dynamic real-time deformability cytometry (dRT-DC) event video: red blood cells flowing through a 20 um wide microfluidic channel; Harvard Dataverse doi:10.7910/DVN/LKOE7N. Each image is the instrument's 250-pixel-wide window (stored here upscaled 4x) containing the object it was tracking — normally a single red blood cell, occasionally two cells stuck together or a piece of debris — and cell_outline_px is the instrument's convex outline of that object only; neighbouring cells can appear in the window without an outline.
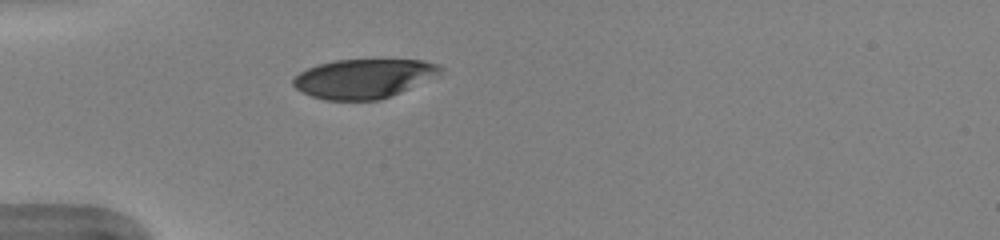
{"species": "human", "species_latin": "Homo sapiens", "temperature_condition": "warm", "stored_images_in_passage": 37, "camera_frame_rate_fps": 3000, "um_per_image_px": 0.085, "donor": {"sex": "female"}, "frame": {"image": 1, "passage_image": 2, "time_ms": 0.333, "image_size_px": [1000, 240], "cell_outline_px": [[444, 68], [440, 72], [400, 92], [376, 100], [328, 100], [312, 96], [296, 88], [292, 84], [292, 80], [300, 72], [308, 68], [320, 64], [336, 60], [424, 60], [436, 64]], "centroid_in_image_um": [30.86, 6.67], "position_along_channel_um": 54.1, "area_um2": 32.83}}
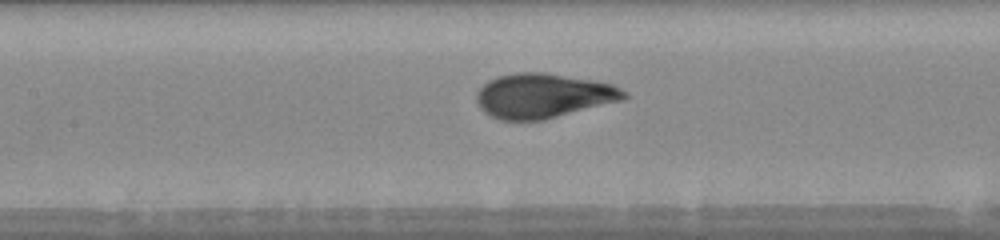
{"frame": {"image": 2, "passage_image": 11, "time_ms": 3.333, "image_size_px": [1000, 240], "cell_outline_px": [[628, 96], [624, 100], [544, 120], [500, 120], [484, 112], [480, 108], [476, 100], [476, 96], [480, 88], [488, 80], [500, 76], [516, 72], [544, 72], [596, 80], [612, 84], [620, 88]], "centroid_in_image_um": [46.19, 8.14], "position_along_channel_um": 161.2, "area_um2": 38.44}}
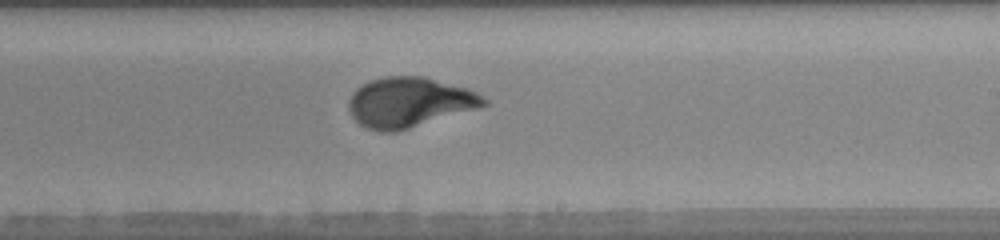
{"frame": {"image": 3, "passage_image": 18, "time_ms": 5.667, "image_size_px": [1000, 240], "cell_outline_px": [[488, 104], [476, 108], [396, 132], [380, 132], [368, 128], [360, 124], [352, 116], [348, 108], [348, 100], [352, 92], [356, 88], [372, 80], [384, 76], [420, 76], [468, 88], [476, 92], [488, 100]], "centroid_in_image_um": [34.76, 8.69], "position_along_channel_um": 254.2, "area_um2": 38.96}, "authors_computed_cell_mechanics": {"area_um2": 38.0324, "velocity_mm_per_s": 3.9969, "shape_relaxation_time_tau1_ms": 4.2583, "shape_relaxation_time_tau2_ms": null, "deformation_change_tau1": 0.1848, "deformation_change_tau2": null}}